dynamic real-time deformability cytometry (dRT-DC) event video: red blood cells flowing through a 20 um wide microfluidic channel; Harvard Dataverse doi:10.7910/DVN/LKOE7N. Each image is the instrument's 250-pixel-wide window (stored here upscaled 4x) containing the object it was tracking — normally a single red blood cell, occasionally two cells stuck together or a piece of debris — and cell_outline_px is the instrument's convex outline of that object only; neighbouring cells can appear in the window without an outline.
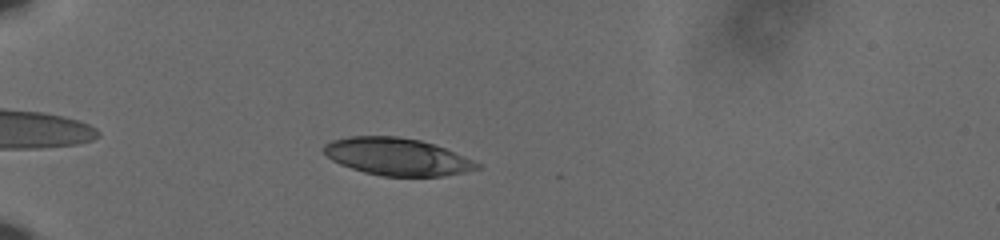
{"species": "human", "species_latin": "Homo sapiens", "temperature_condition": "cold", "stored_images_in_passage": 46, "camera_frame_rate_fps": 3000, "um_per_image_px": 0.085, "donor": {"sex": "male"}, "frame": {"image": 1, "passage_image": 6, "time_ms": 1.667, "image_size_px": [1000, 240], "cell_outline_px": [[480, 168], [464, 172], [444, 176], [380, 176], [364, 172], [340, 164], [332, 160], [324, 152], [324, 144], [332, 140], [352, 136], [396, 136], [420, 140], [436, 144], [472, 160], [480, 164]], "centroid_in_image_um": [33.75, 13.32], "position_along_channel_um": 51.3, "area_um2": 33.18}}
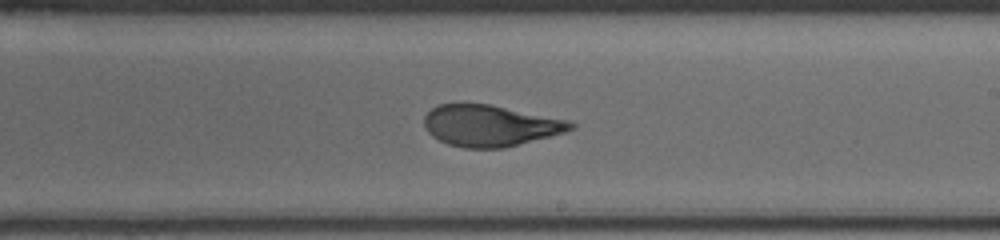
{"frame": {"image": 2, "passage_image": 25, "time_ms": 8.0, "image_size_px": [1000, 240], "cell_outline_px": [[576, 128], [564, 132], [504, 148], [464, 148], [448, 144], [432, 136], [428, 132], [424, 124], [424, 116], [432, 108], [440, 104], [488, 104], [568, 120], [576, 124]], "centroid_in_image_um": [41.65, 10.68], "position_along_channel_um": 247.3, "area_um2": 34.91}}
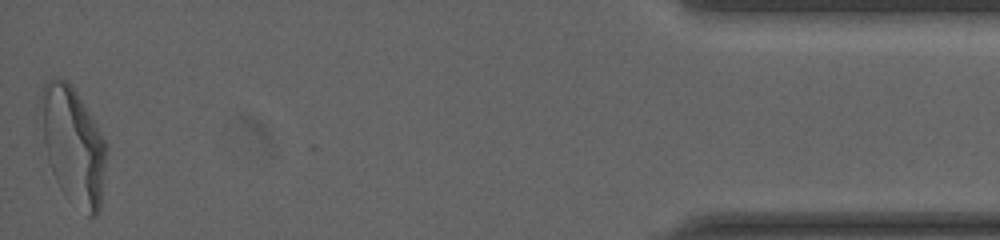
{"frame": {"image": 3, "passage_image": 46, "time_ms": 15.0, "image_size_px": [1000, 240], "cell_outline_px": [[104, 168], [100, 208], [96, 216], [88, 216], [60, 188], [52, 172], [48, 160], [36, 112], [36, 108], [40, 92], [44, 80], [52, 76], [60, 76], [68, 80], [84, 104], [96, 124], [104, 140]], "centroid_in_image_um": [6.11, 12.21], "position_along_channel_um": 429.1, "area_um2": 44.97}, "authors_computed_cell_mechanics": {"area_um2": 35.7204, "velocity_mm_per_s": 3.6153, "shape_relaxation_time_tau1_ms": 7.7781, "shape_relaxation_time_tau2_ms": 0.8835, "deformation_change_tau1": 0.231, "deformation_change_tau2": 0.0772}}